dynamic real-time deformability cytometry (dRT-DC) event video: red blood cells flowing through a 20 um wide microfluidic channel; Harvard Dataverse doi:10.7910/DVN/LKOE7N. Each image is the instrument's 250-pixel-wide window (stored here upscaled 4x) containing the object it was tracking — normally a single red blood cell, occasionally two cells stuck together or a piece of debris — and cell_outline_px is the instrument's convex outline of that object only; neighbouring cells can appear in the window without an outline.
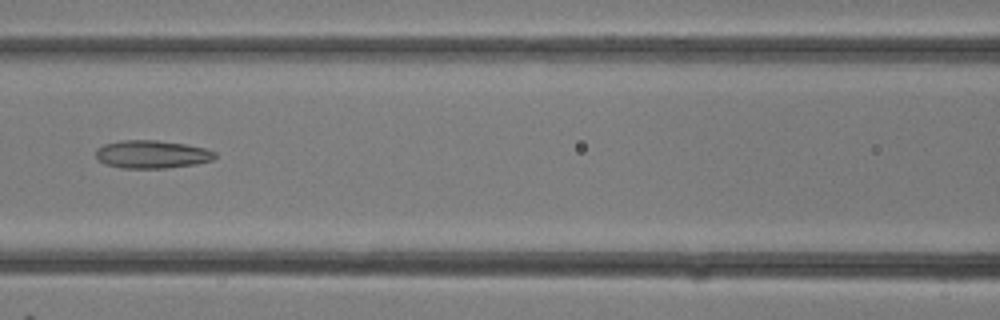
{"species": "common noctule bat (a hibernating species)", "species_latin": "Nyctalus noctula", "temperature_condition": "room temperature", "stored_images_in_passage": 33, "camera_frame_rate_fps": 3000, "um_per_image_px": 0.085, "animal": {"sex": "female"}, "frame": {"image": 1, "passage_image": 15, "time_ms": 4.667, "image_size_px": [1000, 320], "cell_outline_px": [[216, 156], [212, 160], [196, 164], [164, 168], [124, 168], [104, 164], [96, 156], [96, 148], [104, 144], [120, 140], [156, 140], [184, 144], [204, 148], [216, 152]], "centroid_in_image_um": [12.89, 13.11], "position_along_channel_um": 153.7, "area_um2": 19.36}}
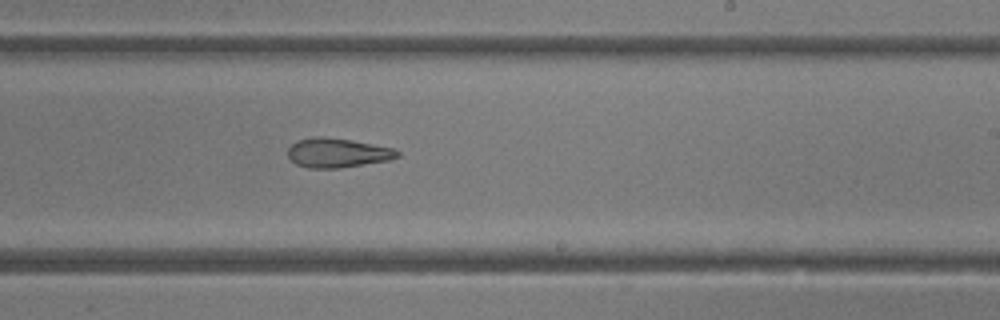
{"frame": {"image": 2, "passage_image": 20, "time_ms": 6.333, "image_size_px": [1000, 320], "cell_outline_px": [[400, 156], [388, 160], [340, 168], [308, 168], [296, 164], [288, 156], [288, 148], [296, 140], [312, 136], [324, 136], [352, 140], [392, 148], [400, 152]], "centroid_in_image_um": [28.65, 12.98], "position_along_channel_um": 260.4, "area_um2": 18.79}}
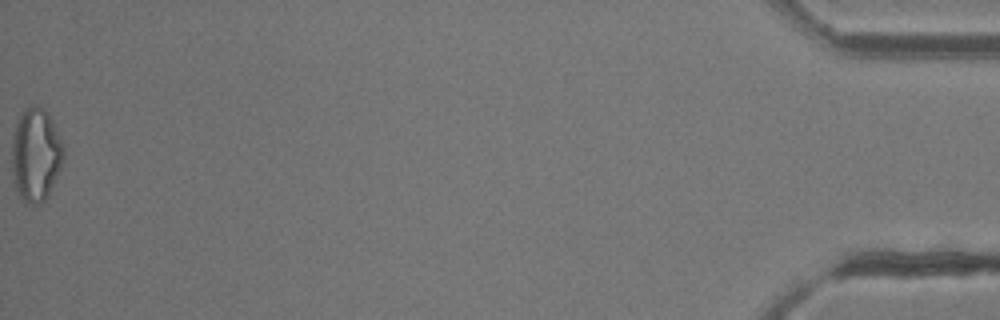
{"frame": {"image": 3, "passage_image": 33, "time_ms": 10.667, "image_size_px": [1000, 320], "cell_outline_px": [[64, 160], [48, 196], [40, 204], [24, 204], [16, 188], [12, 172], [12, 140], [16, 120], [24, 108], [36, 104], [44, 108], [48, 112], [64, 144]], "centroid_in_image_um": [3.05, 13.13], "position_along_channel_um": 432.2, "area_um2": 28.61}}